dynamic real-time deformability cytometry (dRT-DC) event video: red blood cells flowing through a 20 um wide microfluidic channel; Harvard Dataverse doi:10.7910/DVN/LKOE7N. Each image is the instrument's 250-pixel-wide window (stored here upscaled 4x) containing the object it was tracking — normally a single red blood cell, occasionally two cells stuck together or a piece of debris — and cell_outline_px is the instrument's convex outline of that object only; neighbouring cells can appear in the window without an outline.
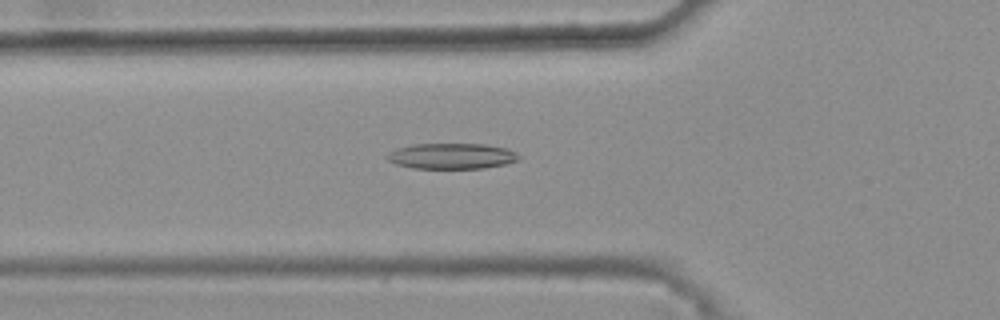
{"species": "common noctule bat (a hibernating species)", "species_latin": "Nyctalus noctula", "temperature_condition": "warm", "stored_images_in_passage": 43, "camera_frame_rate_fps": 3000, "um_per_image_px": 0.085, "animal": {"sex": "female", "body_mass_g": 25.1}, "frame": {"image": 1, "passage_image": 15, "time_ms": 4.667, "image_size_px": [1000, 320], "cell_outline_px": [[520, 156], [516, 160], [504, 164], [484, 168], [412, 168], [396, 164], [388, 160], [388, 156], [396, 148], [412, 144], [484, 144], [508, 148], [516, 152]], "centroid_in_image_um": [38.41, 13.26], "position_along_channel_um": 87.4, "area_um2": 19.54}}
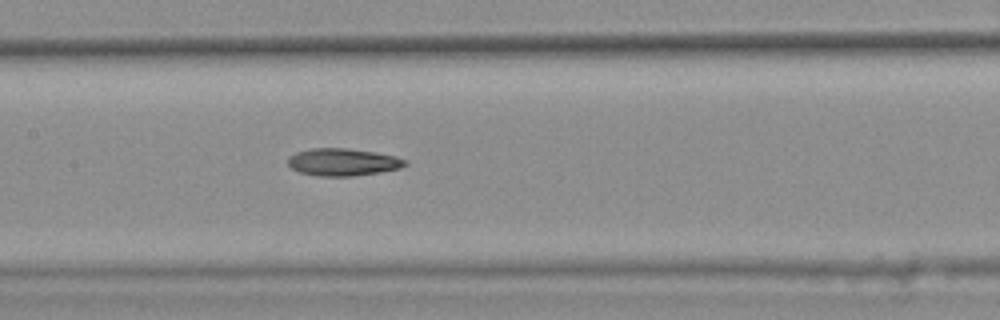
{"frame": {"image": 2, "passage_image": 22, "time_ms": 7.0, "image_size_px": [1000, 320], "cell_outline_px": [[408, 164], [400, 168], [380, 172], [352, 176], [316, 176], [300, 172], [292, 168], [288, 164], [288, 156], [296, 152], [312, 148], [348, 148], [396, 156], [408, 160]], "centroid_in_image_um": [29.15, 13.78], "position_along_channel_um": 178.3, "area_um2": 18.73}}
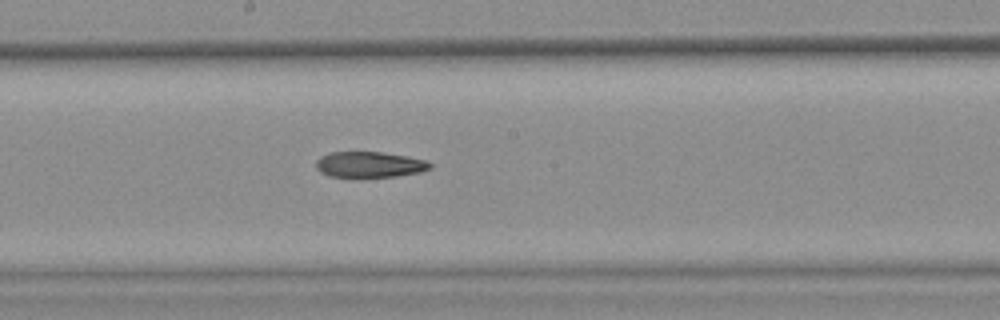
{"frame": {"image": 3, "passage_image": 25, "time_ms": 8.0, "image_size_px": [1000, 320], "cell_outline_px": [[432, 168], [420, 172], [396, 176], [328, 176], [320, 172], [316, 168], [316, 160], [320, 156], [328, 152], [384, 152], [408, 156], [428, 160], [432, 164]], "centroid_in_image_um": [31.43, 13.97], "position_along_channel_um": 216.8, "area_um2": 17.17}}